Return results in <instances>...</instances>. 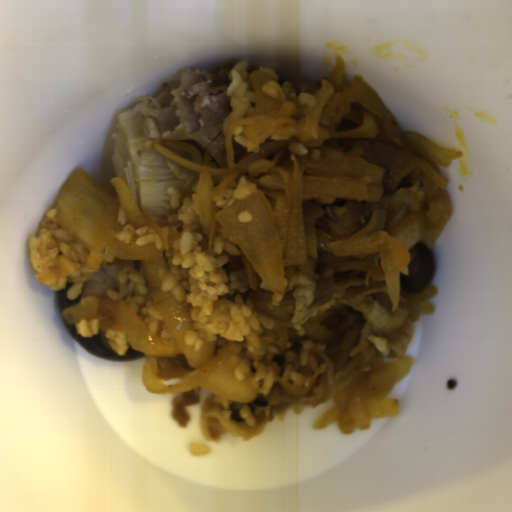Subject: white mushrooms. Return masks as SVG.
<instances>
[{
  "label": "white mushrooms",
  "mask_w": 512,
  "mask_h": 512,
  "mask_svg": "<svg viewBox=\"0 0 512 512\" xmlns=\"http://www.w3.org/2000/svg\"><path fill=\"white\" fill-rule=\"evenodd\" d=\"M437 271V258L428 245L416 242L409 252L407 274L399 275V288L407 293H419L431 282Z\"/></svg>",
  "instance_id": "obj_1"
}]
</instances>
